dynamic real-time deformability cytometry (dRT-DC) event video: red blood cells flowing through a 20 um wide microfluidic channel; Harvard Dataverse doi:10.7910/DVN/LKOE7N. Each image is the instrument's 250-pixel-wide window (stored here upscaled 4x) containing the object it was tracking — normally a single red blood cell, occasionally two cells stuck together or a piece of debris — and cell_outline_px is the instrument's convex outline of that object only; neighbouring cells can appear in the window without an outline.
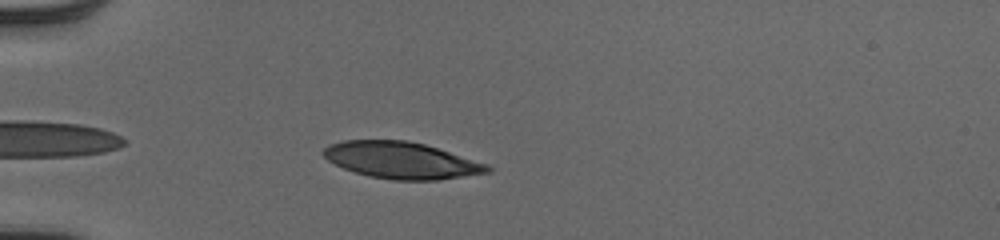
{"species": "human", "species_latin": "Homo sapiens", "temperature_condition": "cold", "stored_images_in_passage": 36, "camera_frame_rate_fps": 3000, "um_per_image_px": 0.085, "donor": {"sex": "male"}, "frame": {"image": 1, "passage_image": 3, "time_ms": 0.667, "image_size_px": [1000, 240], "cell_outline_px": [[492, 172], [436, 180], [396, 180], [368, 176], [344, 168], [328, 160], [320, 152], [328, 144], [344, 140], [408, 140], [424, 144], [488, 164], [492, 168]], "centroid_in_image_um": [34.11, 13.62], "position_along_channel_um": 50.9, "area_um2": 34.91}}
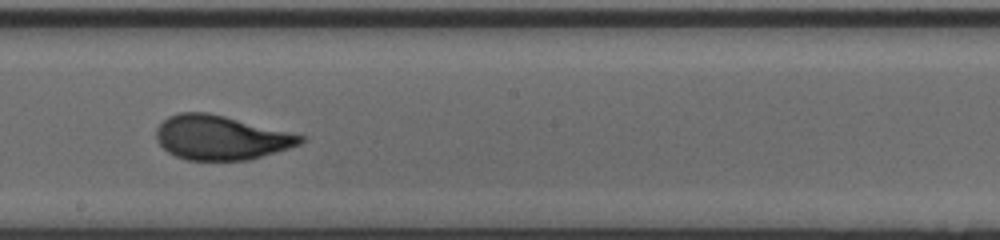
{"frame": {"image": 2, "passage_image": 18, "time_ms": 5.667, "image_size_px": [1000, 240], "cell_outline_px": [[304, 140], [300, 144], [288, 148], [248, 160], [188, 160], [176, 156], [168, 152], [156, 140], [156, 128], [168, 116], [180, 112], [208, 112], [304, 136]], "centroid_in_image_um": [18.72, 11.7], "position_along_channel_um": 229.5, "area_um2": 36.76}}
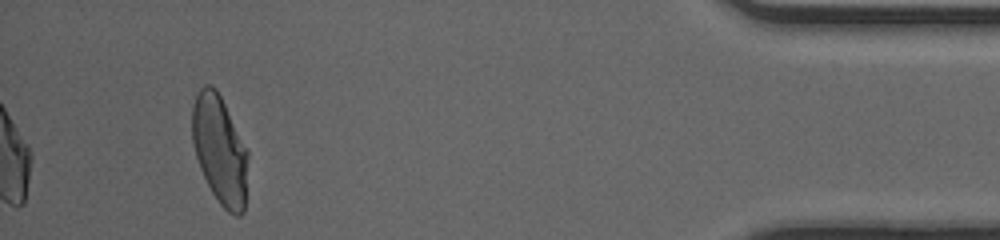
{"frame": {"image": 3, "passage_image": 36, "time_ms": 11.667, "image_size_px": [1000, 240], "cell_outline_px": [[248, 156], [244, 212], [240, 216], [236, 216], [228, 212], [220, 204], [212, 192], [200, 168], [196, 156], [192, 140], [192, 104], [200, 88], [204, 84], [212, 84], [216, 88], [248, 152]], "centroid_in_image_um": [18.67, 12.74], "position_along_channel_um": 416.5, "area_um2": 35.03}, "authors_computed_cell_mechanics": {"area_um2": 36.414, "velocity_mm_per_s": 4.0567, "shape_relaxation_time_tau1_ms": 4.7593, "shape_relaxation_time_tau2_ms": 0.7547, "deformation_change_tau1": 0.2007, "deformation_change_tau2": 0.0687}}